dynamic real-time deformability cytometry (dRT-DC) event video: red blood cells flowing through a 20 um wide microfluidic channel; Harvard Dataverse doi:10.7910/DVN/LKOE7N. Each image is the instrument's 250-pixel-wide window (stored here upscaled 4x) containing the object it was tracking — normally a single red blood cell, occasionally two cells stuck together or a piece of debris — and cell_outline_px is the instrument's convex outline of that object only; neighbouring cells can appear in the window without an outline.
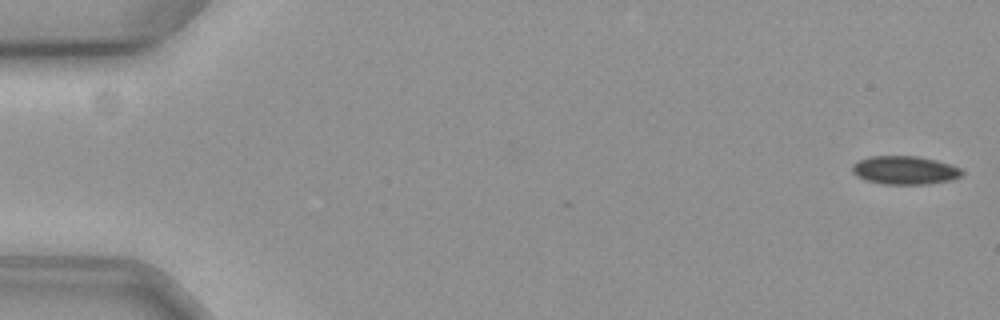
{"species": "common noctule bat (a hibernating species)", "species_latin": "Nyctalus noctula", "temperature_condition": "cold", "stored_images_in_passage": 8, "camera_frame_rate_fps": 3000, "um_per_image_px": 0.085, "animal": {"sex": "female", "body_mass_g": 19.3, "forearm_length_mm": 54.1}, "frame": {"image": 1, "passage_image": 2, "time_ms": 0.333, "image_size_px": [1000, 320], "cell_outline_px": [[964, 172], [960, 176], [948, 180], [928, 184], [880, 184], [864, 180], [856, 176], [852, 172], [852, 164], [860, 160], [872, 156], [916, 156], [936, 160], [960, 168]], "centroid_in_image_um": [76.86, 14.47], "position_along_channel_um": 8.1, "area_um2": 18.09}}